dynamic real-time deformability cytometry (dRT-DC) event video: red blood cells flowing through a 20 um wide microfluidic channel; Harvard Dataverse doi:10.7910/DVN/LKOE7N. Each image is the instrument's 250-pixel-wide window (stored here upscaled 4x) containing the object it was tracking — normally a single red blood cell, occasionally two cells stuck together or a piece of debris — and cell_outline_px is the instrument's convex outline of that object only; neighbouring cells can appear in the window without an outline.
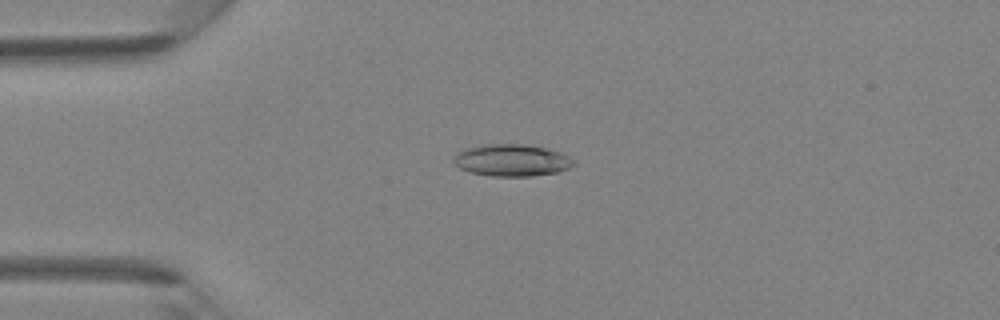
{"species": "Egyptian fruit bat (a non-hibernating species)", "species_latin": "Rousettus aegyptiacus", "temperature_condition": "room temperature", "stored_images_in_passage": 43, "camera_frame_rate_fps": 3000, "um_per_image_px": 0.085, "animal": {"sex": "female"}, "frame": {"image": 1, "passage_image": 11, "time_ms": 3.333, "image_size_px": [1000, 320], "cell_outline_px": [[576, 164], [568, 168], [556, 172], [532, 176], [492, 176], [468, 172], [460, 168], [452, 160], [460, 152], [468, 148], [488, 144], [524, 144], [544, 148], [560, 152], [568, 156]], "centroid_in_image_um": [43.51, 13.63], "position_along_channel_um": 41.5, "area_um2": 22.02}}
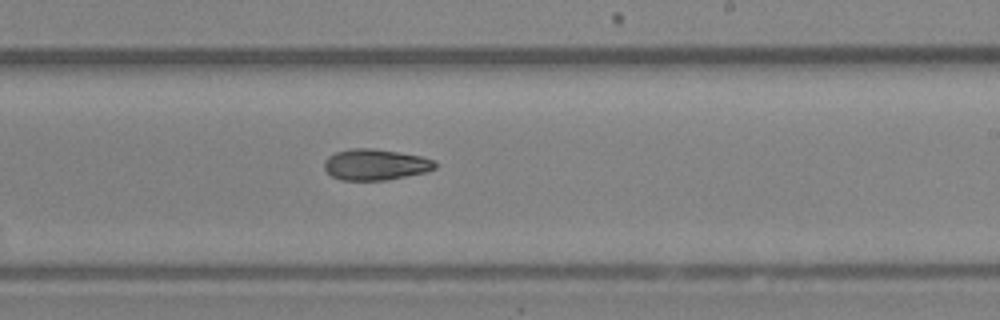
{"frame": {"image": 2, "passage_image": 26, "time_ms": 8.333, "image_size_px": [1000, 320], "cell_outline_px": [[436, 168], [428, 172], [384, 180], [340, 180], [332, 176], [324, 168], [324, 160], [328, 156], [336, 152], [352, 148], [372, 148], [420, 156], [436, 160]], "centroid_in_image_um": [31.91, 13.99], "position_along_channel_um": 257.1, "area_um2": 20.06}}
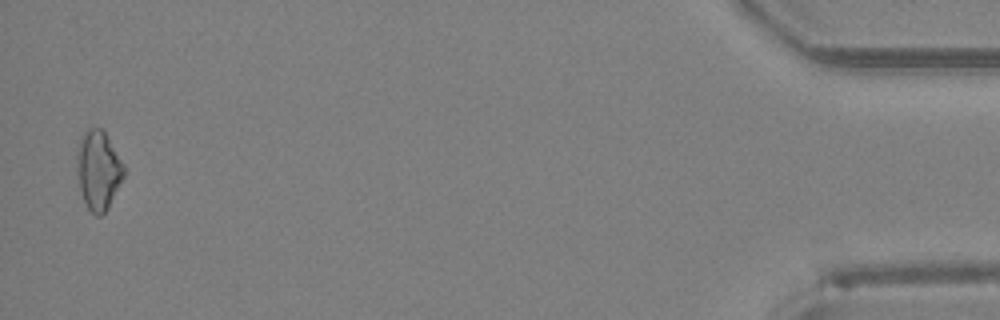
{"frame": {"image": 3, "passage_image": 42, "time_ms": 13.667, "image_size_px": [1000, 320], "cell_outline_px": [[124, 176], [108, 208], [100, 216], [96, 216], [88, 208], [84, 200], [80, 188], [76, 172], [76, 156], [80, 140], [84, 132], [88, 128], [100, 128], [104, 132], [124, 164]], "centroid_in_image_um": [8.34, 14.47], "position_along_channel_um": 426.9, "area_um2": 21.44}}